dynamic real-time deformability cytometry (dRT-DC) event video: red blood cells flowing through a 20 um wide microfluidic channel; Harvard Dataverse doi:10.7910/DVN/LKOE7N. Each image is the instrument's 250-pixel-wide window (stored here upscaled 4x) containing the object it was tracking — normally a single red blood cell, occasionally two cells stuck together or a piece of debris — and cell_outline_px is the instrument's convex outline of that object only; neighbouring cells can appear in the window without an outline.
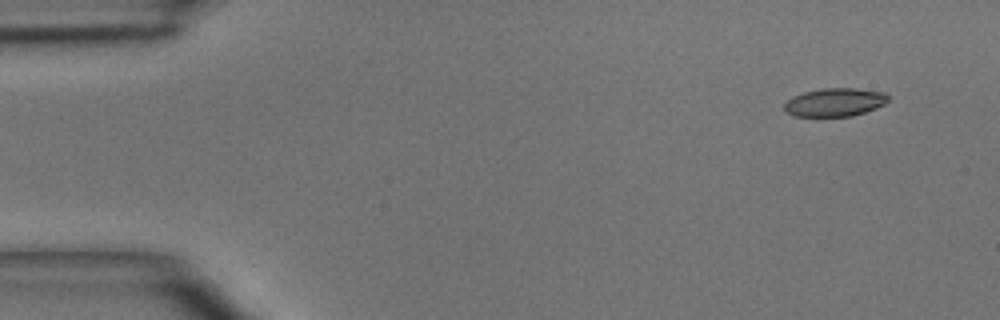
{"species": "common noctule bat (a hibernating species)", "species_latin": "Nyctalus noctula", "temperature_condition": "room temperature", "stored_images_in_passage": 5, "segment_of_instrument_passage": [1, 2], "camera_frame_rate_fps": 3000, "um_per_image_px": 0.085, "animal": {"sex": "male", "body_mass_g": 15.6}, "frame": {"image": 1, "passage_image": 1, "time_ms": 0.0, "image_size_px": [1000, 320], "cell_outline_px": [[888, 100], [884, 104], [876, 108], [852, 116], [792, 116], [784, 112], [784, 104], [792, 96], [804, 92], [824, 88], [856, 88], [884, 92], [888, 96]], "centroid_in_image_um": [70.93, 8.69], "position_along_channel_um": 14.1, "area_um2": 17.17}}
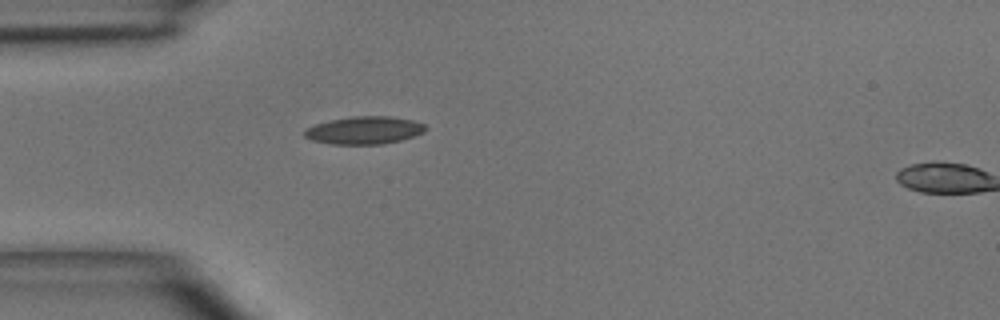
{"frame": {"image": 2, "passage_image": 4, "time_ms": 3.333, "image_size_px": [1000, 320], "cell_outline_px": [[428, 128], [424, 132], [400, 140], [380, 144], [332, 144], [312, 140], [304, 136], [304, 132], [308, 128], [316, 124], [332, 120], [352, 116], [392, 116], [412, 120], [424, 124]], "centroid_in_image_um": [30.99, 11.07], "position_along_channel_um": 54.0, "area_um2": 19.31}}